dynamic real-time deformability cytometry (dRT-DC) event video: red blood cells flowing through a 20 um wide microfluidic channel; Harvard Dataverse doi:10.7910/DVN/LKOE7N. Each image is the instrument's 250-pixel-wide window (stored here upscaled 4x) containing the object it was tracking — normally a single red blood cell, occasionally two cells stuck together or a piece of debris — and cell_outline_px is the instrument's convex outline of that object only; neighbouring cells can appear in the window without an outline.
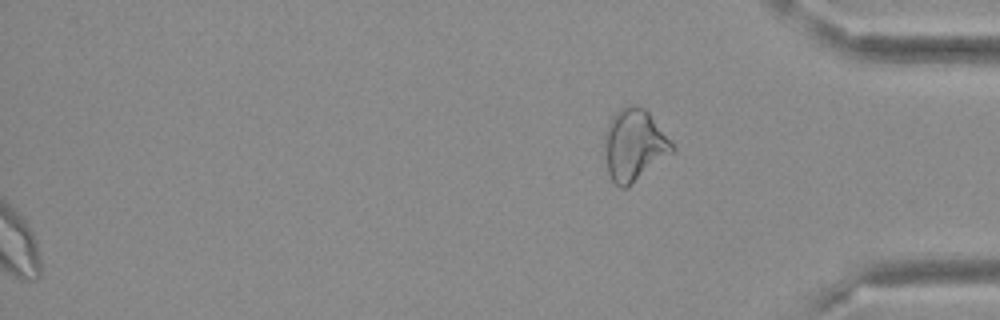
{"species": "Egyptian fruit bat (a non-hibernating species)", "species_latin": "Rousettus aegyptiacus", "temperature_condition": "cold", "stored_images_in_passage": 43, "segment_of_instrument_passage": [2, 2], "camera_frame_rate_fps": 3000, "um_per_image_px": 0.085, "frame": {"image": 1, "passage_image": 43, "time_ms": 14.0, "image_size_px": [1000, 320], "cell_outline_px": [[676, 152], [628, 188], [620, 188], [612, 180], [608, 172], [604, 156], [604, 132], [612, 116], [624, 104], [632, 104], [644, 108], [648, 112], [676, 148]], "centroid_in_image_um": [53.9, 12.36], "position_along_channel_um": 381.3, "area_um2": 28.9}}